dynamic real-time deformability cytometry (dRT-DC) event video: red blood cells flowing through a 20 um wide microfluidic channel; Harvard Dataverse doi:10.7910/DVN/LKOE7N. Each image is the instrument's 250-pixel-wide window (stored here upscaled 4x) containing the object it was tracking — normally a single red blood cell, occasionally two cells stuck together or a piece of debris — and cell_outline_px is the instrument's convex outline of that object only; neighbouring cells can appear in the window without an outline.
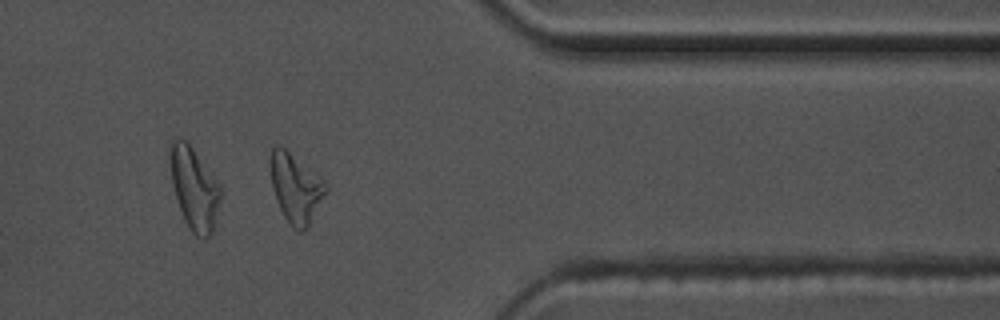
{"species": "common noctule bat (a hibernating species)", "species_latin": "Nyctalus noctula", "temperature_condition": "warm", "stored_images_in_passage": 40, "camera_frame_rate_fps": 3000, "um_per_image_px": 0.085, "animal": {"sex": "male", "body_mass_g": 17.5, "forearm_length_mm": 52.3}, "frame": {"image": 1, "passage_image": 29, "time_ms": 9.333, "image_size_px": [1000, 320], "cell_outline_px": [[328, 188], [308, 228], [304, 232], [300, 232], [292, 228], [284, 216], [276, 200], [272, 188], [272, 148], [276, 144], [280, 144], [324, 180]], "centroid_in_image_um": [25.15, 16.02], "position_along_channel_um": 386.2, "area_um2": 21.96}, "authors_computed_cell_mechanics": {"area_um2": 19.2474, "velocity_mm_per_s": 3.6228, "shape_relaxation_time_tau1_ms": 5.6925, "shape_relaxation_time_tau2_ms": 0.9999, "deformation_change_tau1": 0.2503, "deformation_change_tau2": 0.1173}}